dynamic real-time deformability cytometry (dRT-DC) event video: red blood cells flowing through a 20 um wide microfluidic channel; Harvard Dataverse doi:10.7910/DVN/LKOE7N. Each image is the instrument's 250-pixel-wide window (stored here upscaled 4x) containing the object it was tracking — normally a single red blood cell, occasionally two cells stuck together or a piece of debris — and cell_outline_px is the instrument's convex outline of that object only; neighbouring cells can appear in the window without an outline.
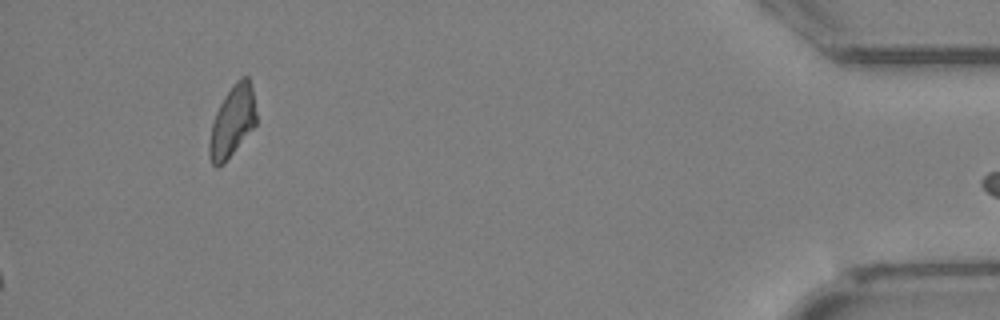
{"species": "Egyptian fruit bat (a non-hibernating species)", "species_latin": "Rousettus aegyptiacus", "temperature_condition": "cold", "stored_images_in_passage": 33, "camera_frame_rate_fps": 3000, "um_per_image_px": 0.085, "animal": {"sex": "female"}, "frame": {"image": 1, "passage_image": 33, "time_ms": 10.667, "image_size_px": [1000, 320], "cell_outline_px": [[256, 124], [232, 152], [216, 168], [212, 164], [208, 156], [208, 144], [212, 124], [216, 112], [224, 96], [232, 84], [240, 76], [248, 76], [252, 88], [256, 112]], "centroid_in_image_um": [19.73, 10.26], "position_along_channel_um": 415.5, "area_um2": 19.07}}